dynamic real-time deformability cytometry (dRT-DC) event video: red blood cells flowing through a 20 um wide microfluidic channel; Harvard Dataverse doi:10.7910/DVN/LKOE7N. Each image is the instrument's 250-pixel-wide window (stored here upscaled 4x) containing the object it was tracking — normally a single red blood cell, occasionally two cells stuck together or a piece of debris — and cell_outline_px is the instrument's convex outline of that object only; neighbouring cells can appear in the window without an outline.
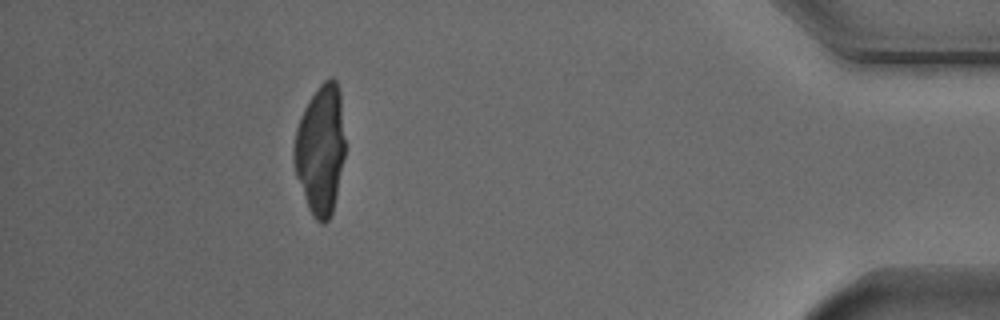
{"species": "Egyptian fruit bat (a non-hibernating species)", "species_latin": "Rousettus aegyptiacus", "temperature_condition": "cold", "stored_images_in_passage": 37, "camera_frame_rate_fps": 3000, "um_per_image_px": 0.085, "animal": {"sex": "male"}, "frame": {"image": 1, "passage_image": 32, "time_ms": 10.333, "image_size_px": [1000, 320], "cell_outline_px": [[344, 156], [336, 196], [332, 212], [328, 220], [324, 224], [316, 220], [312, 216], [308, 208], [296, 176], [292, 160], [292, 148], [296, 128], [304, 108], [320, 84], [328, 76], [332, 76], [336, 80], [340, 92], [344, 140]], "centroid_in_image_um": [27.21, 12.71], "position_along_channel_um": 408.0, "area_um2": 38.67}}